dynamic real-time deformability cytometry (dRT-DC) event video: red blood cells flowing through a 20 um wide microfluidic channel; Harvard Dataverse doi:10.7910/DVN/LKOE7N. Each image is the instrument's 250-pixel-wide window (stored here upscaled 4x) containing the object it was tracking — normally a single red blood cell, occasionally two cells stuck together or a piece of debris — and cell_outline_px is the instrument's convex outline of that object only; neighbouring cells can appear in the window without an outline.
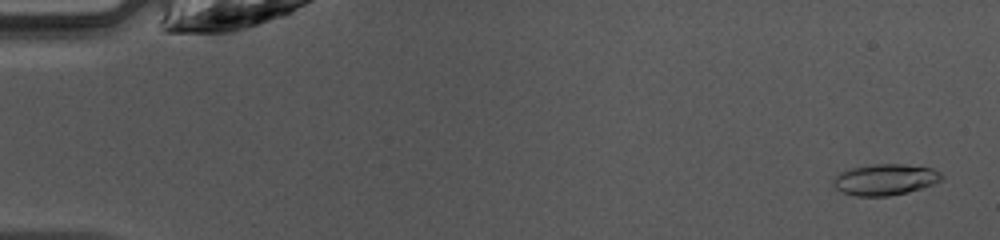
{"species": "common noctule bat (a hibernating species)", "species_latin": "Nyctalus noctula", "temperature_condition": "warm", "stored_images_in_passage": 47, "camera_frame_rate_fps": 3000, "um_per_image_px": 0.085, "animal": {"sex": "female", "body_mass_g": 10.0, "forearm_length_mm": 53.1}, "frame": {"image": 1, "passage_image": 2, "time_ms": 0.333, "image_size_px": [1000, 240], "cell_outline_px": [[944, 180], [924, 188], [908, 192], [888, 196], [856, 196], [840, 192], [832, 184], [836, 176], [840, 172], [852, 168], [872, 164], [904, 164], [932, 168], [940, 172], [944, 176]], "centroid_in_image_um": [75.28, 15.27], "position_along_channel_um": 9.7, "area_um2": 19.88}}
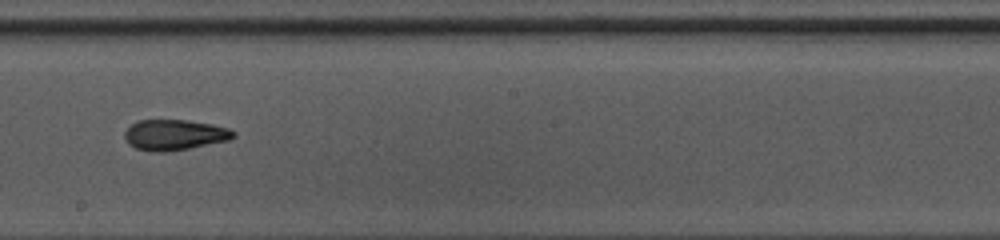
{"frame": {"image": 2, "passage_image": 27, "time_ms": 8.667, "image_size_px": [1000, 240], "cell_outline_px": [[236, 136], [228, 140], [168, 152], [152, 152], [136, 148], [128, 144], [124, 136], [124, 132], [136, 120], [188, 120], [212, 124], [228, 128], [236, 132]], "centroid_in_image_um": [14.82, 11.46], "position_along_channel_um": 233.4, "area_um2": 19.42}}
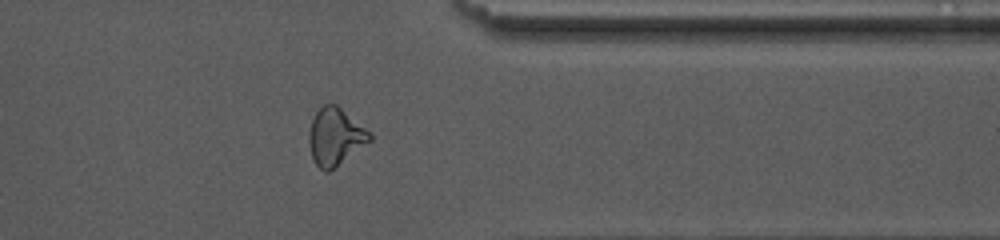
{"frame": {"image": 3, "passage_image": 38, "time_ms": 12.333, "image_size_px": [1000, 240], "cell_outline_px": [[372, 140], [328, 172], [324, 172], [312, 160], [308, 144], [308, 132], [312, 120], [316, 112], [324, 104], [336, 104], [372, 132]], "centroid_in_image_um": [28.49, 11.62], "position_along_channel_um": 382.9, "area_um2": 20.4}, "authors_computed_cell_mechanics": {"area_um2": 19.2474, "velocity_mm_per_s": 4.2401, "shape_relaxation_time_tau1_ms": 3.755, "shape_relaxation_time_tau2_ms": 2.2322, "deformation_change_tau1": 0.1723, "deformation_change_tau2": 0.1071}}